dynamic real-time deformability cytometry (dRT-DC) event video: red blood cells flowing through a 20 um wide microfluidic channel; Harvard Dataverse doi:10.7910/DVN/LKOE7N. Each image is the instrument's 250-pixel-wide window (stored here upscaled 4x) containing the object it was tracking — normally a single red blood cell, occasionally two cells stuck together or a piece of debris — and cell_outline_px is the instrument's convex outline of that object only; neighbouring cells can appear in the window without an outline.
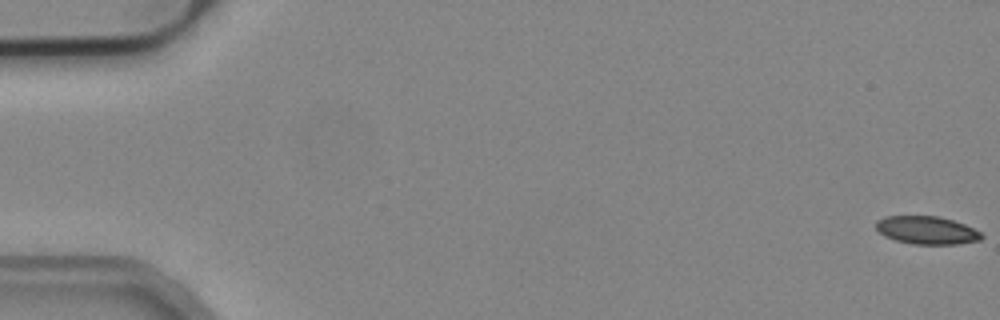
{"species": "common noctule bat (a hibernating species)", "species_latin": "Nyctalus noctula", "temperature_condition": "cold", "stored_images_in_passage": 13, "camera_frame_rate_fps": 3000, "um_per_image_px": 0.085, "animal": {"sex": "male", "body_mass_g": 19.2, "forearm_length_mm": 51.8}, "frame": {"image": 1, "passage_image": 1, "time_ms": 0.0, "image_size_px": [1000, 320], "cell_outline_px": [[984, 236], [980, 240], [960, 244], [912, 244], [896, 240], [884, 236], [876, 228], [876, 220], [884, 216], [940, 216], [964, 224], [980, 232]], "centroid_in_image_um": [78.77, 19.57], "position_along_channel_um": 6.2, "area_um2": 17.22}}